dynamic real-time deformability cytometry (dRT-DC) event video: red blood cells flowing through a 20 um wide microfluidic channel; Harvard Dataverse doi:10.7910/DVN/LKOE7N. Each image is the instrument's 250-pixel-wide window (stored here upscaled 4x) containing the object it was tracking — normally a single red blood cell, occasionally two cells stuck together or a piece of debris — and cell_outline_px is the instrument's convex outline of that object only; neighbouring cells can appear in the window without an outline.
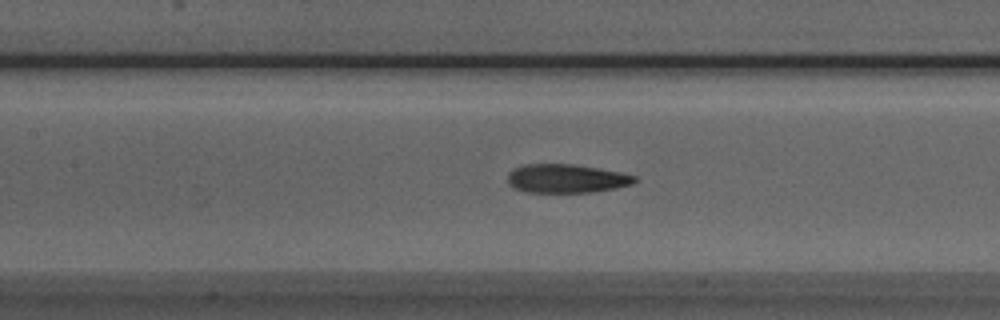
{"species": "Egyptian fruit bat (a non-hibernating species)", "species_latin": "Rousettus aegyptiacus", "temperature_condition": "room temperature", "stored_images_in_passage": 51, "camera_frame_rate_fps": 3000, "um_per_image_px": 0.085, "animal": {"sex": "male"}, "frame": {"image": 1, "passage_image": 22, "time_ms": 7.0, "image_size_px": [1000, 320], "cell_outline_px": [[640, 180], [632, 184], [616, 188], [588, 192], [524, 192], [512, 188], [508, 184], [508, 172], [524, 164], [572, 164], [620, 172], [636, 176]], "centroid_in_image_um": [48.13, 15.18], "position_along_channel_um": 159.3, "area_um2": 21.27}}
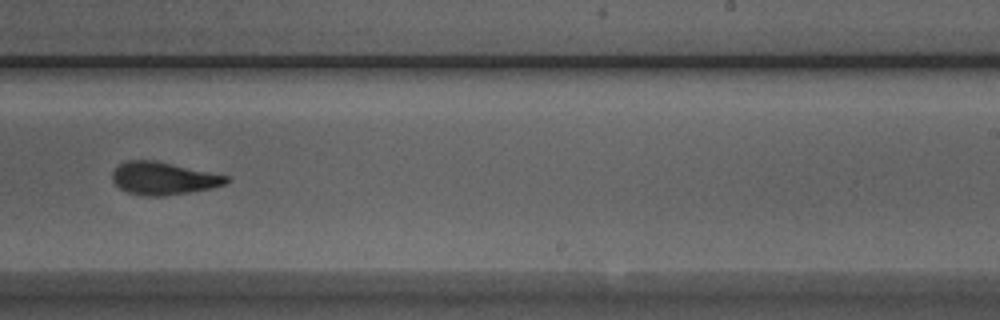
{"frame": {"image": 2, "passage_image": 31, "time_ms": 10.0, "image_size_px": [1000, 320], "cell_outline_px": [[232, 180], [224, 184], [212, 188], [164, 196], [144, 196], [124, 192], [112, 180], [112, 172], [120, 164], [128, 160], [156, 160], [228, 176]], "centroid_in_image_um": [13.87, 15.16], "position_along_channel_um": 275.1, "area_um2": 21.73}}
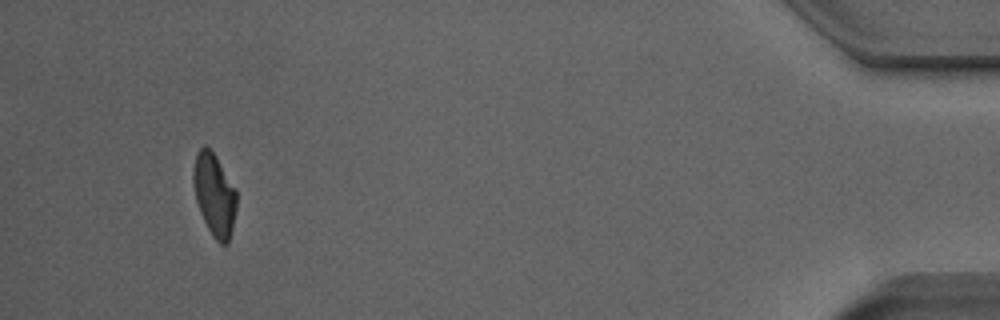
{"frame": {"image": 3, "passage_image": 48, "time_ms": 15.667, "image_size_px": [1000, 320], "cell_outline_px": [[236, 208], [232, 228], [228, 244], [220, 244], [212, 236], [200, 212], [196, 200], [192, 180], [192, 176], [196, 152], [204, 144], [216, 156], [236, 188]], "centroid_in_image_um": [18.21, 16.54], "position_along_channel_um": 417.0, "area_um2": 20.81}, "authors_computed_cell_mechanics": {"area_um2": 21.675, "velocity_mm_per_s": 3.8761, "shape_relaxation_time_tau1_ms": 5.2854, "shape_relaxation_time_tau2_ms": 2.8971, "deformation_change_tau1": 0.1811, "deformation_change_tau2": 0.1019}}